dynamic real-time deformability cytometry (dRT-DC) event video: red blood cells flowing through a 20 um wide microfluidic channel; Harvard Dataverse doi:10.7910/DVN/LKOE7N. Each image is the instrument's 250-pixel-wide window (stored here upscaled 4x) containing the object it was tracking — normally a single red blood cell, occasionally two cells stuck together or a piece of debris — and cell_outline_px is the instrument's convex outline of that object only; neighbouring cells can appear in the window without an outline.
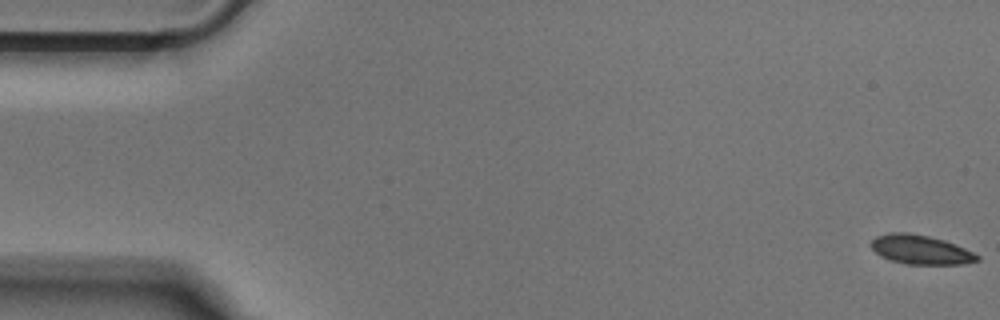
{"species": "Egyptian fruit bat (a non-hibernating species)", "species_latin": "Rousettus aegyptiacus", "temperature_condition": "cold", "stored_images_in_passage": 52, "camera_frame_rate_fps": 3000, "um_per_image_px": 0.085, "animal": {"sex": "male"}, "frame": {"image": 1, "passage_image": 1, "time_ms": 0.0, "image_size_px": [1000, 320], "cell_outline_px": [[980, 260], [964, 264], [908, 264], [892, 260], [876, 252], [868, 244], [876, 236], [892, 232], [904, 232], [928, 236], [944, 240], [964, 248], [980, 256]], "centroid_in_image_um": [78.26, 21.22], "position_along_channel_um": 6.7, "area_um2": 17.8}}
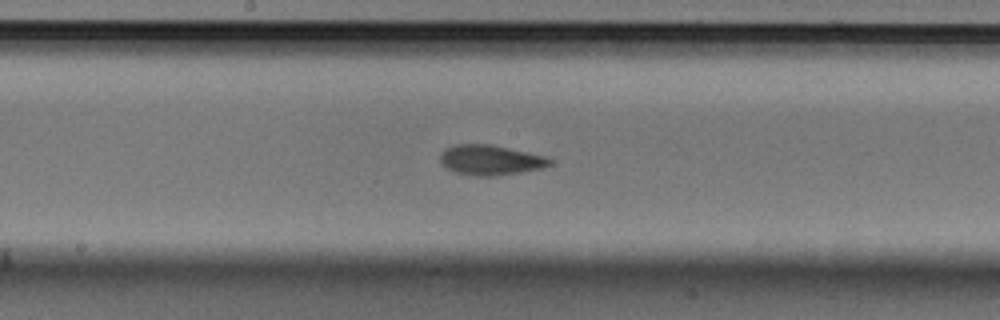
{"frame": {"image": 2, "passage_image": 27, "time_ms": 8.667, "image_size_px": [1000, 320], "cell_outline_px": [[552, 164], [544, 168], [496, 176], [476, 176], [456, 172], [444, 168], [440, 164], [440, 152], [444, 148], [456, 144], [488, 144], [548, 156], [552, 160]], "centroid_in_image_um": [41.67, 13.6], "position_along_channel_um": 206.5, "area_um2": 19.48}}
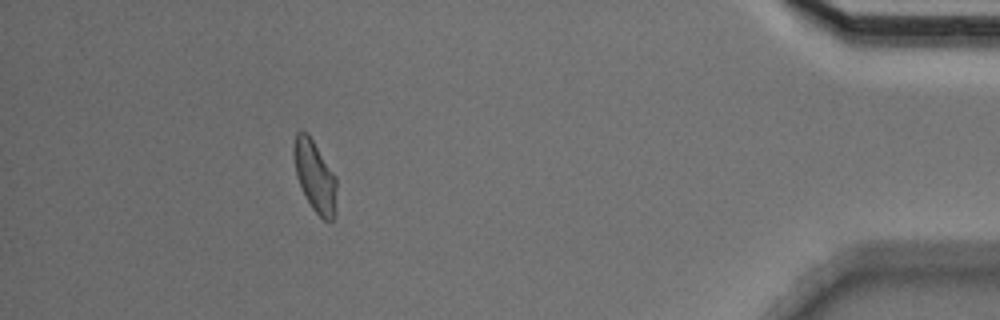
{"frame": {"image": 3, "passage_image": 47, "time_ms": 15.333, "image_size_px": [1000, 320], "cell_outline_px": [[336, 216], [332, 220], [324, 220], [312, 208], [296, 176], [292, 156], [292, 148], [296, 132], [300, 128], [308, 132], [336, 176]], "centroid_in_image_um": [26.75, 14.91], "position_along_channel_um": 408.5, "area_um2": 18.09}}